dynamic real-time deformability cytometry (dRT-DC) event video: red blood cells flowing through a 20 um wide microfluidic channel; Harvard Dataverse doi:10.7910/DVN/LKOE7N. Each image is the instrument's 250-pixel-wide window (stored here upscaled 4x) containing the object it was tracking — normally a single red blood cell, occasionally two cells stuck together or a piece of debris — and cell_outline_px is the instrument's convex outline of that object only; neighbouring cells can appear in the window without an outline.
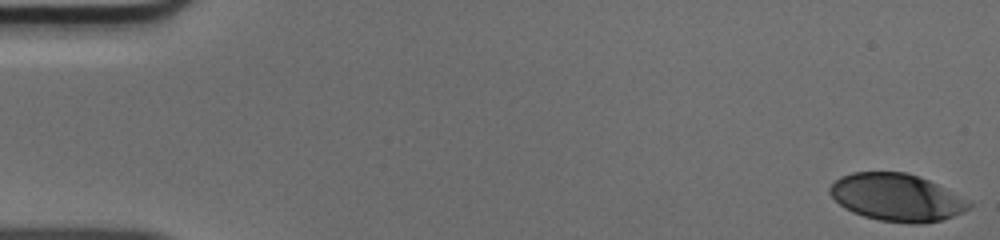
{"species": "human", "species_latin": "Homo sapiens", "temperature_condition": "cold", "stored_images_in_passage": 50, "camera_frame_rate_fps": 3000, "um_per_image_px": 0.085, "donor": {"sex": "male"}, "frame": {"image": 1, "passage_image": 1, "time_ms": 0.0, "image_size_px": [1000, 240], "cell_outline_px": [[972, 204], [964, 212], [940, 220], [920, 224], [912, 224], [880, 220], [864, 216], [852, 212], [844, 208], [828, 192], [828, 188], [840, 176], [852, 172], [904, 172], [928, 180], [972, 200]], "centroid_in_image_um": [76.24, 16.78], "position_along_channel_um": 8.8, "area_um2": 38.44}}
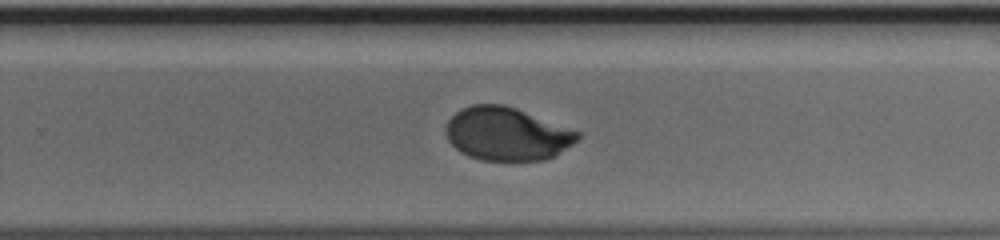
{"frame": {"image": 2, "passage_image": 33, "time_ms": 10.667, "image_size_px": [1000, 240], "cell_outline_px": [[580, 136], [572, 144], [556, 156], [544, 160], [480, 160], [468, 156], [460, 152], [448, 140], [444, 132], [444, 128], [448, 120], [456, 112], [472, 104], [504, 104], [516, 108], [580, 132]], "centroid_in_image_um": [43.05, 11.38], "position_along_channel_um": 286.7, "area_um2": 40.81}}
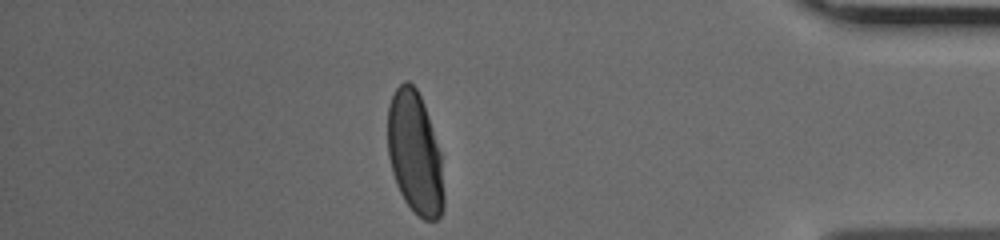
{"frame": {"image": 3, "passage_image": 44, "time_ms": 14.333, "image_size_px": [1000, 240], "cell_outline_px": [[444, 208], [440, 216], [436, 220], [424, 220], [404, 200], [396, 184], [392, 172], [388, 156], [388, 104], [396, 88], [404, 80], [408, 80], [416, 88], [424, 104], [440, 152], [444, 192]], "centroid_in_image_um": [35.26, 13.01], "position_along_channel_um": 399.9, "area_um2": 39.94}}